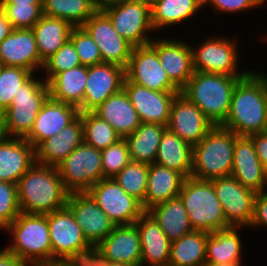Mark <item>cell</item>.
<instances>
[{
  "label": "cell",
  "instance_id": "6da1fadb",
  "mask_svg": "<svg viewBox=\"0 0 267 266\" xmlns=\"http://www.w3.org/2000/svg\"><path fill=\"white\" fill-rule=\"evenodd\" d=\"M267 73L250 70L236 84L228 116L221 125L237 136L267 132Z\"/></svg>",
  "mask_w": 267,
  "mask_h": 266
},
{
  "label": "cell",
  "instance_id": "7a4b0ae2",
  "mask_svg": "<svg viewBox=\"0 0 267 266\" xmlns=\"http://www.w3.org/2000/svg\"><path fill=\"white\" fill-rule=\"evenodd\" d=\"M68 195L57 167L35 162L17 182V198L22 213H52L66 206Z\"/></svg>",
  "mask_w": 267,
  "mask_h": 266
},
{
  "label": "cell",
  "instance_id": "3957f363",
  "mask_svg": "<svg viewBox=\"0 0 267 266\" xmlns=\"http://www.w3.org/2000/svg\"><path fill=\"white\" fill-rule=\"evenodd\" d=\"M242 77L194 71L181 94L215 126L222 125L230 110L234 88Z\"/></svg>",
  "mask_w": 267,
  "mask_h": 266
},
{
  "label": "cell",
  "instance_id": "277c9868",
  "mask_svg": "<svg viewBox=\"0 0 267 266\" xmlns=\"http://www.w3.org/2000/svg\"><path fill=\"white\" fill-rule=\"evenodd\" d=\"M4 231L12 236V242L5 247L8 251L29 266H52V244L47 214L20 212Z\"/></svg>",
  "mask_w": 267,
  "mask_h": 266
},
{
  "label": "cell",
  "instance_id": "5b68a950",
  "mask_svg": "<svg viewBox=\"0 0 267 266\" xmlns=\"http://www.w3.org/2000/svg\"><path fill=\"white\" fill-rule=\"evenodd\" d=\"M236 136L221 125L214 126L193 146L191 177L211 181L230 176Z\"/></svg>",
  "mask_w": 267,
  "mask_h": 266
},
{
  "label": "cell",
  "instance_id": "8992f818",
  "mask_svg": "<svg viewBox=\"0 0 267 266\" xmlns=\"http://www.w3.org/2000/svg\"><path fill=\"white\" fill-rule=\"evenodd\" d=\"M179 197L193 230L212 233L231 227L226 222L211 181L188 177L183 183Z\"/></svg>",
  "mask_w": 267,
  "mask_h": 266
},
{
  "label": "cell",
  "instance_id": "52a82bcc",
  "mask_svg": "<svg viewBox=\"0 0 267 266\" xmlns=\"http://www.w3.org/2000/svg\"><path fill=\"white\" fill-rule=\"evenodd\" d=\"M34 74L13 96L11 105L1 114L6 136L25 139L49 95L48 83Z\"/></svg>",
  "mask_w": 267,
  "mask_h": 266
},
{
  "label": "cell",
  "instance_id": "ba28073f",
  "mask_svg": "<svg viewBox=\"0 0 267 266\" xmlns=\"http://www.w3.org/2000/svg\"><path fill=\"white\" fill-rule=\"evenodd\" d=\"M232 36L212 35L198 44L191 45L193 53V68L197 72L214 73L230 76H245L250 70L238 68L240 64L239 46ZM239 70V71H238Z\"/></svg>",
  "mask_w": 267,
  "mask_h": 266
},
{
  "label": "cell",
  "instance_id": "9c48e42d",
  "mask_svg": "<svg viewBox=\"0 0 267 266\" xmlns=\"http://www.w3.org/2000/svg\"><path fill=\"white\" fill-rule=\"evenodd\" d=\"M103 12L111 20L115 31L133 47L147 45L154 39L151 35L155 31L148 0H123Z\"/></svg>",
  "mask_w": 267,
  "mask_h": 266
},
{
  "label": "cell",
  "instance_id": "30bf717a",
  "mask_svg": "<svg viewBox=\"0 0 267 266\" xmlns=\"http://www.w3.org/2000/svg\"><path fill=\"white\" fill-rule=\"evenodd\" d=\"M64 188L69 192H87L103 179L101 150L84 141L58 166Z\"/></svg>",
  "mask_w": 267,
  "mask_h": 266
},
{
  "label": "cell",
  "instance_id": "8fae6325",
  "mask_svg": "<svg viewBox=\"0 0 267 266\" xmlns=\"http://www.w3.org/2000/svg\"><path fill=\"white\" fill-rule=\"evenodd\" d=\"M87 193L115 225L134 224L146 212L113 178L101 179Z\"/></svg>",
  "mask_w": 267,
  "mask_h": 266
},
{
  "label": "cell",
  "instance_id": "7c38bea8",
  "mask_svg": "<svg viewBox=\"0 0 267 266\" xmlns=\"http://www.w3.org/2000/svg\"><path fill=\"white\" fill-rule=\"evenodd\" d=\"M226 222L233 227L248 228L254 216L256 193L245 188L233 176L211 180Z\"/></svg>",
  "mask_w": 267,
  "mask_h": 266
},
{
  "label": "cell",
  "instance_id": "4fadbf2b",
  "mask_svg": "<svg viewBox=\"0 0 267 266\" xmlns=\"http://www.w3.org/2000/svg\"><path fill=\"white\" fill-rule=\"evenodd\" d=\"M126 79L158 92H181L162 68L156 50L150 45L134 47L125 68Z\"/></svg>",
  "mask_w": 267,
  "mask_h": 266
},
{
  "label": "cell",
  "instance_id": "5bb4252c",
  "mask_svg": "<svg viewBox=\"0 0 267 266\" xmlns=\"http://www.w3.org/2000/svg\"><path fill=\"white\" fill-rule=\"evenodd\" d=\"M47 224L52 244V266H59L72 252L89 244L67 206L47 214Z\"/></svg>",
  "mask_w": 267,
  "mask_h": 266
},
{
  "label": "cell",
  "instance_id": "9a60e30c",
  "mask_svg": "<svg viewBox=\"0 0 267 266\" xmlns=\"http://www.w3.org/2000/svg\"><path fill=\"white\" fill-rule=\"evenodd\" d=\"M125 68L114 63L87 67L84 99L79 112L93 111L111 95L123 89Z\"/></svg>",
  "mask_w": 267,
  "mask_h": 266
},
{
  "label": "cell",
  "instance_id": "2e32d148",
  "mask_svg": "<svg viewBox=\"0 0 267 266\" xmlns=\"http://www.w3.org/2000/svg\"><path fill=\"white\" fill-rule=\"evenodd\" d=\"M82 27L99 47L104 63L127 67L134 47L115 31L111 20L103 11H96Z\"/></svg>",
  "mask_w": 267,
  "mask_h": 266
},
{
  "label": "cell",
  "instance_id": "e0dca14e",
  "mask_svg": "<svg viewBox=\"0 0 267 266\" xmlns=\"http://www.w3.org/2000/svg\"><path fill=\"white\" fill-rule=\"evenodd\" d=\"M66 206L82 228L89 244L99 245L115 226L87 192L69 193Z\"/></svg>",
  "mask_w": 267,
  "mask_h": 266
},
{
  "label": "cell",
  "instance_id": "ac0fdd59",
  "mask_svg": "<svg viewBox=\"0 0 267 266\" xmlns=\"http://www.w3.org/2000/svg\"><path fill=\"white\" fill-rule=\"evenodd\" d=\"M159 38H154L149 44L156 50L170 81L181 91L194 74L191 45L182 39Z\"/></svg>",
  "mask_w": 267,
  "mask_h": 266
},
{
  "label": "cell",
  "instance_id": "d6986e66",
  "mask_svg": "<svg viewBox=\"0 0 267 266\" xmlns=\"http://www.w3.org/2000/svg\"><path fill=\"white\" fill-rule=\"evenodd\" d=\"M214 126L194 103L181 93L177 94L170 108L167 129L193 147Z\"/></svg>",
  "mask_w": 267,
  "mask_h": 266
},
{
  "label": "cell",
  "instance_id": "ffe728a7",
  "mask_svg": "<svg viewBox=\"0 0 267 266\" xmlns=\"http://www.w3.org/2000/svg\"><path fill=\"white\" fill-rule=\"evenodd\" d=\"M123 89L136 109L142 123L167 126L170 108L177 94L181 92H158L124 80Z\"/></svg>",
  "mask_w": 267,
  "mask_h": 266
},
{
  "label": "cell",
  "instance_id": "44dd1931",
  "mask_svg": "<svg viewBox=\"0 0 267 266\" xmlns=\"http://www.w3.org/2000/svg\"><path fill=\"white\" fill-rule=\"evenodd\" d=\"M0 65L20 67L34 74L40 71L41 74L44 62L40 59L32 28L13 29L0 42Z\"/></svg>",
  "mask_w": 267,
  "mask_h": 266
},
{
  "label": "cell",
  "instance_id": "7402d4cb",
  "mask_svg": "<svg viewBox=\"0 0 267 266\" xmlns=\"http://www.w3.org/2000/svg\"><path fill=\"white\" fill-rule=\"evenodd\" d=\"M231 176L255 193L267 190V169L260 163L249 136H236Z\"/></svg>",
  "mask_w": 267,
  "mask_h": 266
},
{
  "label": "cell",
  "instance_id": "603a6c76",
  "mask_svg": "<svg viewBox=\"0 0 267 266\" xmlns=\"http://www.w3.org/2000/svg\"><path fill=\"white\" fill-rule=\"evenodd\" d=\"M79 113V109L75 106L49 96L35 119L33 129L25 139L36 148L47 138L59 134L61 129L71 123Z\"/></svg>",
  "mask_w": 267,
  "mask_h": 266
},
{
  "label": "cell",
  "instance_id": "cb8c5ba5",
  "mask_svg": "<svg viewBox=\"0 0 267 266\" xmlns=\"http://www.w3.org/2000/svg\"><path fill=\"white\" fill-rule=\"evenodd\" d=\"M98 247L109 262L140 266L141 241L135 224L115 225Z\"/></svg>",
  "mask_w": 267,
  "mask_h": 266
},
{
  "label": "cell",
  "instance_id": "d4e9b609",
  "mask_svg": "<svg viewBox=\"0 0 267 266\" xmlns=\"http://www.w3.org/2000/svg\"><path fill=\"white\" fill-rule=\"evenodd\" d=\"M83 141V123L79 114L59 134L47 138L35 148V162L57 167Z\"/></svg>",
  "mask_w": 267,
  "mask_h": 266
},
{
  "label": "cell",
  "instance_id": "484cf974",
  "mask_svg": "<svg viewBox=\"0 0 267 266\" xmlns=\"http://www.w3.org/2000/svg\"><path fill=\"white\" fill-rule=\"evenodd\" d=\"M35 163V148L23 138L5 136L0 142V181L17 184Z\"/></svg>",
  "mask_w": 267,
  "mask_h": 266
},
{
  "label": "cell",
  "instance_id": "4316f807",
  "mask_svg": "<svg viewBox=\"0 0 267 266\" xmlns=\"http://www.w3.org/2000/svg\"><path fill=\"white\" fill-rule=\"evenodd\" d=\"M141 241L140 266H168L171 241L146 211L135 223Z\"/></svg>",
  "mask_w": 267,
  "mask_h": 266
},
{
  "label": "cell",
  "instance_id": "83f0119b",
  "mask_svg": "<svg viewBox=\"0 0 267 266\" xmlns=\"http://www.w3.org/2000/svg\"><path fill=\"white\" fill-rule=\"evenodd\" d=\"M93 112L107 121L122 139L131 135L141 123L124 89L111 95Z\"/></svg>",
  "mask_w": 267,
  "mask_h": 266
},
{
  "label": "cell",
  "instance_id": "f1b7e54d",
  "mask_svg": "<svg viewBox=\"0 0 267 266\" xmlns=\"http://www.w3.org/2000/svg\"><path fill=\"white\" fill-rule=\"evenodd\" d=\"M186 177L180 172L153 163L149 165L144 210L179 196Z\"/></svg>",
  "mask_w": 267,
  "mask_h": 266
},
{
  "label": "cell",
  "instance_id": "f546056e",
  "mask_svg": "<svg viewBox=\"0 0 267 266\" xmlns=\"http://www.w3.org/2000/svg\"><path fill=\"white\" fill-rule=\"evenodd\" d=\"M244 227H228L209 233L206 262L213 264H243V241L239 232Z\"/></svg>",
  "mask_w": 267,
  "mask_h": 266
},
{
  "label": "cell",
  "instance_id": "4dcf8cb0",
  "mask_svg": "<svg viewBox=\"0 0 267 266\" xmlns=\"http://www.w3.org/2000/svg\"><path fill=\"white\" fill-rule=\"evenodd\" d=\"M147 212L155 219L171 242L193 231L187 211L179 196L158 203L149 208Z\"/></svg>",
  "mask_w": 267,
  "mask_h": 266
},
{
  "label": "cell",
  "instance_id": "1f68e13d",
  "mask_svg": "<svg viewBox=\"0 0 267 266\" xmlns=\"http://www.w3.org/2000/svg\"><path fill=\"white\" fill-rule=\"evenodd\" d=\"M193 147L178 135L165 129L158 146L155 164L191 177Z\"/></svg>",
  "mask_w": 267,
  "mask_h": 266
},
{
  "label": "cell",
  "instance_id": "d6a6232c",
  "mask_svg": "<svg viewBox=\"0 0 267 266\" xmlns=\"http://www.w3.org/2000/svg\"><path fill=\"white\" fill-rule=\"evenodd\" d=\"M150 5L155 32L190 21L197 12L203 10L202 0H154Z\"/></svg>",
  "mask_w": 267,
  "mask_h": 266
},
{
  "label": "cell",
  "instance_id": "836d02e7",
  "mask_svg": "<svg viewBox=\"0 0 267 266\" xmlns=\"http://www.w3.org/2000/svg\"><path fill=\"white\" fill-rule=\"evenodd\" d=\"M87 66L80 65L56 74L49 82L52 99L79 108L84 99Z\"/></svg>",
  "mask_w": 267,
  "mask_h": 266
},
{
  "label": "cell",
  "instance_id": "e575fe53",
  "mask_svg": "<svg viewBox=\"0 0 267 266\" xmlns=\"http://www.w3.org/2000/svg\"><path fill=\"white\" fill-rule=\"evenodd\" d=\"M73 26L66 20L43 15L33 26L40 59L45 62L69 39Z\"/></svg>",
  "mask_w": 267,
  "mask_h": 266
},
{
  "label": "cell",
  "instance_id": "d590c367",
  "mask_svg": "<svg viewBox=\"0 0 267 266\" xmlns=\"http://www.w3.org/2000/svg\"><path fill=\"white\" fill-rule=\"evenodd\" d=\"M166 126L153 123H140L137 129L125 138L132 162L152 165Z\"/></svg>",
  "mask_w": 267,
  "mask_h": 266
},
{
  "label": "cell",
  "instance_id": "8d00e7d4",
  "mask_svg": "<svg viewBox=\"0 0 267 266\" xmlns=\"http://www.w3.org/2000/svg\"><path fill=\"white\" fill-rule=\"evenodd\" d=\"M208 235V232L193 230L172 241L168 266H203Z\"/></svg>",
  "mask_w": 267,
  "mask_h": 266
},
{
  "label": "cell",
  "instance_id": "74e56055",
  "mask_svg": "<svg viewBox=\"0 0 267 266\" xmlns=\"http://www.w3.org/2000/svg\"><path fill=\"white\" fill-rule=\"evenodd\" d=\"M43 15L82 26L97 10L91 0H42Z\"/></svg>",
  "mask_w": 267,
  "mask_h": 266
},
{
  "label": "cell",
  "instance_id": "f35d334b",
  "mask_svg": "<svg viewBox=\"0 0 267 266\" xmlns=\"http://www.w3.org/2000/svg\"><path fill=\"white\" fill-rule=\"evenodd\" d=\"M79 114L83 123V140L86 144L103 150L122 139L107 121L93 111Z\"/></svg>",
  "mask_w": 267,
  "mask_h": 266
},
{
  "label": "cell",
  "instance_id": "ab89813d",
  "mask_svg": "<svg viewBox=\"0 0 267 266\" xmlns=\"http://www.w3.org/2000/svg\"><path fill=\"white\" fill-rule=\"evenodd\" d=\"M149 165L130 162L113 179L130 196L138 200L144 209V199L148 185Z\"/></svg>",
  "mask_w": 267,
  "mask_h": 266
},
{
  "label": "cell",
  "instance_id": "60d3db41",
  "mask_svg": "<svg viewBox=\"0 0 267 266\" xmlns=\"http://www.w3.org/2000/svg\"><path fill=\"white\" fill-rule=\"evenodd\" d=\"M33 75L30 70L0 65V114L11 105L13 96Z\"/></svg>",
  "mask_w": 267,
  "mask_h": 266
},
{
  "label": "cell",
  "instance_id": "b9f144b4",
  "mask_svg": "<svg viewBox=\"0 0 267 266\" xmlns=\"http://www.w3.org/2000/svg\"><path fill=\"white\" fill-rule=\"evenodd\" d=\"M13 29L33 28L42 18V4H0Z\"/></svg>",
  "mask_w": 267,
  "mask_h": 266
},
{
  "label": "cell",
  "instance_id": "7bdbcfd3",
  "mask_svg": "<svg viewBox=\"0 0 267 266\" xmlns=\"http://www.w3.org/2000/svg\"><path fill=\"white\" fill-rule=\"evenodd\" d=\"M81 65L77 51L70 39L51 57H49L43 66L45 76L43 79L48 83L56 74L75 68Z\"/></svg>",
  "mask_w": 267,
  "mask_h": 266
},
{
  "label": "cell",
  "instance_id": "ee69618b",
  "mask_svg": "<svg viewBox=\"0 0 267 266\" xmlns=\"http://www.w3.org/2000/svg\"><path fill=\"white\" fill-rule=\"evenodd\" d=\"M69 39L77 51L81 65L88 67L103 63L99 47L82 26L73 27Z\"/></svg>",
  "mask_w": 267,
  "mask_h": 266
},
{
  "label": "cell",
  "instance_id": "f6af8a7d",
  "mask_svg": "<svg viewBox=\"0 0 267 266\" xmlns=\"http://www.w3.org/2000/svg\"><path fill=\"white\" fill-rule=\"evenodd\" d=\"M130 162L129 148L125 139L101 150L103 179L113 178Z\"/></svg>",
  "mask_w": 267,
  "mask_h": 266
},
{
  "label": "cell",
  "instance_id": "bcb514c9",
  "mask_svg": "<svg viewBox=\"0 0 267 266\" xmlns=\"http://www.w3.org/2000/svg\"><path fill=\"white\" fill-rule=\"evenodd\" d=\"M20 212L17 184L0 181V230L4 231Z\"/></svg>",
  "mask_w": 267,
  "mask_h": 266
},
{
  "label": "cell",
  "instance_id": "7dc6e473",
  "mask_svg": "<svg viewBox=\"0 0 267 266\" xmlns=\"http://www.w3.org/2000/svg\"><path fill=\"white\" fill-rule=\"evenodd\" d=\"M106 263L98 245L88 244L72 252L59 266H105Z\"/></svg>",
  "mask_w": 267,
  "mask_h": 266
},
{
  "label": "cell",
  "instance_id": "c3c4849f",
  "mask_svg": "<svg viewBox=\"0 0 267 266\" xmlns=\"http://www.w3.org/2000/svg\"><path fill=\"white\" fill-rule=\"evenodd\" d=\"M208 5L213 8L215 12L221 14L225 13V15L226 13H232L233 15V13H242L250 9L254 10L258 8L252 0H202V8Z\"/></svg>",
  "mask_w": 267,
  "mask_h": 266
},
{
  "label": "cell",
  "instance_id": "681fc988",
  "mask_svg": "<svg viewBox=\"0 0 267 266\" xmlns=\"http://www.w3.org/2000/svg\"><path fill=\"white\" fill-rule=\"evenodd\" d=\"M255 227H267V190L256 193L255 196L254 216L249 228Z\"/></svg>",
  "mask_w": 267,
  "mask_h": 266
},
{
  "label": "cell",
  "instance_id": "f907efd6",
  "mask_svg": "<svg viewBox=\"0 0 267 266\" xmlns=\"http://www.w3.org/2000/svg\"><path fill=\"white\" fill-rule=\"evenodd\" d=\"M249 137L252 139L260 163L267 169V132L255 133Z\"/></svg>",
  "mask_w": 267,
  "mask_h": 266
},
{
  "label": "cell",
  "instance_id": "816d5d0a",
  "mask_svg": "<svg viewBox=\"0 0 267 266\" xmlns=\"http://www.w3.org/2000/svg\"><path fill=\"white\" fill-rule=\"evenodd\" d=\"M0 266H29L24 260L20 259L5 247L0 249Z\"/></svg>",
  "mask_w": 267,
  "mask_h": 266
},
{
  "label": "cell",
  "instance_id": "f5cc1de1",
  "mask_svg": "<svg viewBox=\"0 0 267 266\" xmlns=\"http://www.w3.org/2000/svg\"><path fill=\"white\" fill-rule=\"evenodd\" d=\"M13 30L11 23L6 18L5 13L0 7V42L6 38Z\"/></svg>",
  "mask_w": 267,
  "mask_h": 266
},
{
  "label": "cell",
  "instance_id": "db71d44e",
  "mask_svg": "<svg viewBox=\"0 0 267 266\" xmlns=\"http://www.w3.org/2000/svg\"><path fill=\"white\" fill-rule=\"evenodd\" d=\"M123 0H91L94 8L97 11H103L104 9L114 6L122 2Z\"/></svg>",
  "mask_w": 267,
  "mask_h": 266
},
{
  "label": "cell",
  "instance_id": "11a10c76",
  "mask_svg": "<svg viewBox=\"0 0 267 266\" xmlns=\"http://www.w3.org/2000/svg\"><path fill=\"white\" fill-rule=\"evenodd\" d=\"M0 4H42V0H0Z\"/></svg>",
  "mask_w": 267,
  "mask_h": 266
},
{
  "label": "cell",
  "instance_id": "9f6ffc18",
  "mask_svg": "<svg viewBox=\"0 0 267 266\" xmlns=\"http://www.w3.org/2000/svg\"><path fill=\"white\" fill-rule=\"evenodd\" d=\"M5 136L6 135L4 133L3 121H2L1 114H0V142L4 139Z\"/></svg>",
  "mask_w": 267,
  "mask_h": 266
},
{
  "label": "cell",
  "instance_id": "6f0895ef",
  "mask_svg": "<svg viewBox=\"0 0 267 266\" xmlns=\"http://www.w3.org/2000/svg\"><path fill=\"white\" fill-rule=\"evenodd\" d=\"M203 266H243V264H213V263H205Z\"/></svg>",
  "mask_w": 267,
  "mask_h": 266
},
{
  "label": "cell",
  "instance_id": "680465c9",
  "mask_svg": "<svg viewBox=\"0 0 267 266\" xmlns=\"http://www.w3.org/2000/svg\"><path fill=\"white\" fill-rule=\"evenodd\" d=\"M105 266H132V265L107 261Z\"/></svg>",
  "mask_w": 267,
  "mask_h": 266
},
{
  "label": "cell",
  "instance_id": "91938a15",
  "mask_svg": "<svg viewBox=\"0 0 267 266\" xmlns=\"http://www.w3.org/2000/svg\"><path fill=\"white\" fill-rule=\"evenodd\" d=\"M252 1L258 8H261V6L263 7V5L266 4V0H252Z\"/></svg>",
  "mask_w": 267,
  "mask_h": 266
},
{
  "label": "cell",
  "instance_id": "94428289",
  "mask_svg": "<svg viewBox=\"0 0 267 266\" xmlns=\"http://www.w3.org/2000/svg\"><path fill=\"white\" fill-rule=\"evenodd\" d=\"M266 120H267V104H266Z\"/></svg>",
  "mask_w": 267,
  "mask_h": 266
}]
</instances>
